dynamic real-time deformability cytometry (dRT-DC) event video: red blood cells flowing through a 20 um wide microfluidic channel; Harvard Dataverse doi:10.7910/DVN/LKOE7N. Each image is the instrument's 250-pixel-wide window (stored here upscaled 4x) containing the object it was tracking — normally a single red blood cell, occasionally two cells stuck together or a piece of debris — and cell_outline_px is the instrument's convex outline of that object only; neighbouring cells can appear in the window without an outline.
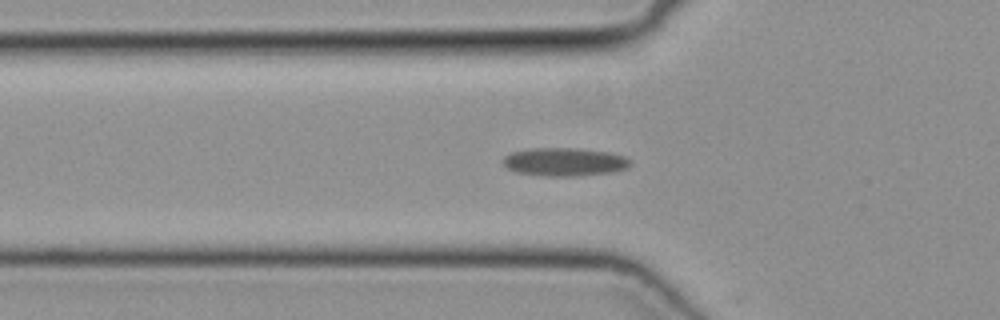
{"species": "common noctule bat (a hibernating species)", "species_latin": "Nyctalus noctula", "temperature_condition": "cold", "stored_images_in_passage": 44, "camera_frame_rate_fps": 3000, "um_per_image_px": 0.085, "animal": {"sex": "female", "body_mass_g": 19.3, "forearm_length_mm": 54.1}, "frame": {"image": 1, "passage_image": 10, "time_ms": 3.0, "image_size_px": [1000, 320], "cell_outline_px": [[632, 164], [628, 168], [616, 172], [580, 176], [544, 176], [516, 172], [508, 168], [504, 164], [504, 156], [512, 152], [528, 148], [580, 148], [608, 152], [624, 156], [632, 160]], "centroid_in_image_um": [48.05, 13.76], "position_along_channel_um": 77.8, "area_um2": 21.27}}
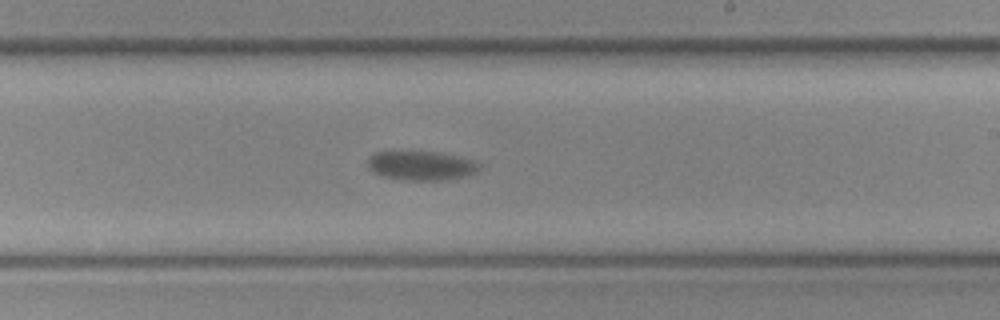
{"frame": {"image": 2, "passage_image": 23, "time_ms": 7.333, "image_size_px": [1000, 320], "cell_outline_px": [[480, 168], [476, 172], [464, 176], [444, 180], [404, 180], [384, 176], [372, 172], [368, 168], [368, 156], [376, 152], [440, 152], [460, 156], [472, 160], [480, 164]], "centroid_in_image_um": [35.79, 14.07], "position_along_channel_um": 253.2, "area_um2": 18.96}}
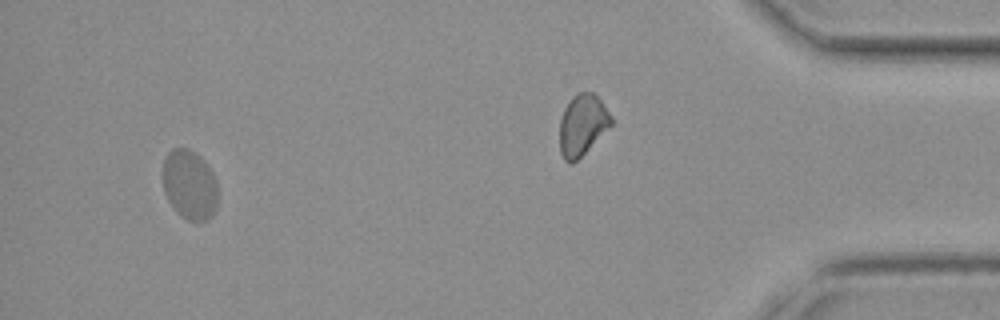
{"frame": {"image": 3, "passage_image": 41, "time_ms": 13.333, "image_size_px": [1000, 320], "cell_outline_px": [[216, 208], [212, 216], [208, 220], [188, 220], [180, 216], [176, 212], [168, 200], [164, 192], [164, 160], [168, 152], [172, 148], [188, 148], [200, 156], [204, 160], [212, 172], [216, 180]], "centroid_in_image_um": [16.11, 15.7], "position_along_channel_um": 419.1, "area_um2": 22.2}}